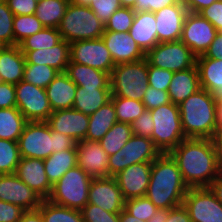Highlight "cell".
<instances>
[{
	"label": "cell",
	"instance_id": "1",
	"mask_svg": "<svg viewBox=\"0 0 222 222\" xmlns=\"http://www.w3.org/2000/svg\"><path fill=\"white\" fill-rule=\"evenodd\" d=\"M169 154L188 188L209 187L222 170V154L212 139L185 138Z\"/></svg>",
	"mask_w": 222,
	"mask_h": 222
},
{
	"label": "cell",
	"instance_id": "2",
	"mask_svg": "<svg viewBox=\"0 0 222 222\" xmlns=\"http://www.w3.org/2000/svg\"><path fill=\"white\" fill-rule=\"evenodd\" d=\"M188 189L176 161L169 153L160 154L152 162L146 197L157 208L172 209L182 205Z\"/></svg>",
	"mask_w": 222,
	"mask_h": 222
},
{
	"label": "cell",
	"instance_id": "3",
	"mask_svg": "<svg viewBox=\"0 0 222 222\" xmlns=\"http://www.w3.org/2000/svg\"><path fill=\"white\" fill-rule=\"evenodd\" d=\"M181 125L186 138L212 139L218 106L216 97L206 89H199L179 105Z\"/></svg>",
	"mask_w": 222,
	"mask_h": 222
},
{
	"label": "cell",
	"instance_id": "4",
	"mask_svg": "<svg viewBox=\"0 0 222 222\" xmlns=\"http://www.w3.org/2000/svg\"><path fill=\"white\" fill-rule=\"evenodd\" d=\"M58 31L69 43L81 40L99 39L105 31V24L88 6L70 1L61 19Z\"/></svg>",
	"mask_w": 222,
	"mask_h": 222
},
{
	"label": "cell",
	"instance_id": "5",
	"mask_svg": "<svg viewBox=\"0 0 222 222\" xmlns=\"http://www.w3.org/2000/svg\"><path fill=\"white\" fill-rule=\"evenodd\" d=\"M148 61L117 64L110 74L111 96L142 101L148 89Z\"/></svg>",
	"mask_w": 222,
	"mask_h": 222
},
{
	"label": "cell",
	"instance_id": "6",
	"mask_svg": "<svg viewBox=\"0 0 222 222\" xmlns=\"http://www.w3.org/2000/svg\"><path fill=\"white\" fill-rule=\"evenodd\" d=\"M150 112L154 120L151 139L161 154L170 153L186 138L181 125L179 107L171 102Z\"/></svg>",
	"mask_w": 222,
	"mask_h": 222
},
{
	"label": "cell",
	"instance_id": "7",
	"mask_svg": "<svg viewBox=\"0 0 222 222\" xmlns=\"http://www.w3.org/2000/svg\"><path fill=\"white\" fill-rule=\"evenodd\" d=\"M93 178L76 166L68 170L54 185L48 200L54 204L82 210L88 203Z\"/></svg>",
	"mask_w": 222,
	"mask_h": 222
},
{
	"label": "cell",
	"instance_id": "8",
	"mask_svg": "<svg viewBox=\"0 0 222 222\" xmlns=\"http://www.w3.org/2000/svg\"><path fill=\"white\" fill-rule=\"evenodd\" d=\"M146 59L151 66L178 72L195 67L197 56L178 40L158 43L146 53Z\"/></svg>",
	"mask_w": 222,
	"mask_h": 222
},
{
	"label": "cell",
	"instance_id": "9",
	"mask_svg": "<svg viewBox=\"0 0 222 222\" xmlns=\"http://www.w3.org/2000/svg\"><path fill=\"white\" fill-rule=\"evenodd\" d=\"M160 154L152 139L133 134L124 147L109 156V177H114L130 165L153 162Z\"/></svg>",
	"mask_w": 222,
	"mask_h": 222
},
{
	"label": "cell",
	"instance_id": "10",
	"mask_svg": "<svg viewBox=\"0 0 222 222\" xmlns=\"http://www.w3.org/2000/svg\"><path fill=\"white\" fill-rule=\"evenodd\" d=\"M17 142L22 158L44 160L53 153V130L46 121L27 122Z\"/></svg>",
	"mask_w": 222,
	"mask_h": 222
},
{
	"label": "cell",
	"instance_id": "11",
	"mask_svg": "<svg viewBox=\"0 0 222 222\" xmlns=\"http://www.w3.org/2000/svg\"><path fill=\"white\" fill-rule=\"evenodd\" d=\"M16 107L28 122L47 121L52 114L44 88L21 81L15 85Z\"/></svg>",
	"mask_w": 222,
	"mask_h": 222
},
{
	"label": "cell",
	"instance_id": "12",
	"mask_svg": "<svg viewBox=\"0 0 222 222\" xmlns=\"http://www.w3.org/2000/svg\"><path fill=\"white\" fill-rule=\"evenodd\" d=\"M183 206L192 222H222V205L209 187L189 188Z\"/></svg>",
	"mask_w": 222,
	"mask_h": 222
},
{
	"label": "cell",
	"instance_id": "13",
	"mask_svg": "<svg viewBox=\"0 0 222 222\" xmlns=\"http://www.w3.org/2000/svg\"><path fill=\"white\" fill-rule=\"evenodd\" d=\"M70 61L111 74L115 63L102 38L70 43Z\"/></svg>",
	"mask_w": 222,
	"mask_h": 222
},
{
	"label": "cell",
	"instance_id": "14",
	"mask_svg": "<svg viewBox=\"0 0 222 222\" xmlns=\"http://www.w3.org/2000/svg\"><path fill=\"white\" fill-rule=\"evenodd\" d=\"M217 32L215 27L199 13L188 12L180 41L198 57L208 50Z\"/></svg>",
	"mask_w": 222,
	"mask_h": 222
},
{
	"label": "cell",
	"instance_id": "15",
	"mask_svg": "<svg viewBox=\"0 0 222 222\" xmlns=\"http://www.w3.org/2000/svg\"><path fill=\"white\" fill-rule=\"evenodd\" d=\"M0 200L18 205L26 211L38 209L43 199L12 173L0 174Z\"/></svg>",
	"mask_w": 222,
	"mask_h": 222
},
{
	"label": "cell",
	"instance_id": "16",
	"mask_svg": "<svg viewBox=\"0 0 222 222\" xmlns=\"http://www.w3.org/2000/svg\"><path fill=\"white\" fill-rule=\"evenodd\" d=\"M88 203L100 206L103 210L120 213L125 199L115 177L93 178L90 183Z\"/></svg>",
	"mask_w": 222,
	"mask_h": 222
},
{
	"label": "cell",
	"instance_id": "17",
	"mask_svg": "<svg viewBox=\"0 0 222 222\" xmlns=\"http://www.w3.org/2000/svg\"><path fill=\"white\" fill-rule=\"evenodd\" d=\"M151 168L152 162L133 164L114 176L125 200L146 196Z\"/></svg>",
	"mask_w": 222,
	"mask_h": 222
},
{
	"label": "cell",
	"instance_id": "18",
	"mask_svg": "<svg viewBox=\"0 0 222 222\" xmlns=\"http://www.w3.org/2000/svg\"><path fill=\"white\" fill-rule=\"evenodd\" d=\"M77 166L92 178L109 177V155L99 141L77 142Z\"/></svg>",
	"mask_w": 222,
	"mask_h": 222
},
{
	"label": "cell",
	"instance_id": "19",
	"mask_svg": "<svg viewBox=\"0 0 222 222\" xmlns=\"http://www.w3.org/2000/svg\"><path fill=\"white\" fill-rule=\"evenodd\" d=\"M187 13L188 10L182 2L154 13L159 43L180 40Z\"/></svg>",
	"mask_w": 222,
	"mask_h": 222
},
{
	"label": "cell",
	"instance_id": "20",
	"mask_svg": "<svg viewBox=\"0 0 222 222\" xmlns=\"http://www.w3.org/2000/svg\"><path fill=\"white\" fill-rule=\"evenodd\" d=\"M46 122L51 130L68 135L79 142L86 137L89 115L73 108L60 109L52 111Z\"/></svg>",
	"mask_w": 222,
	"mask_h": 222
},
{
	"label": "cell",
	"instance_id": "21",
	"mask_svg": "<svg viewBox=\"0 0 222 222\" xmlns=\"http://www.w3.org/2000/svg\"><path fill=\"white\" fill-rule=\"evenodd\" d=\"M101 38L110 51L115 65L137 62L146 58V53L129 33L104 31Z\"/></svg>",
	"mask_w": 222,
	"mask_h": 222
},
{
	"label": "cell",
	"instance_id": "22",
	"mask_svg": "<svg viewBox=\"0 0 222 222\" xmlns=\"http://www.w3.org/2000/svg\"><path fill=\"white\" fill-rule=\"evenodd\" d=\"M15 174L43 200L49 198L52 185L47 179L43 159L21 157Z\"/></svg>",
	"mask_w": 222,
	"mask_h": 222
},
{
	"label": "cell",
	"instance_id": "23",
	"mask_svg": "<svg viewBox=\"0 0 222 222\" xmlns=\"http://www.w3.org/2000/svg\"><path fill=\"white\" fill-rule=\"evenodd\" d=\"M26 64L47 65L59 72H65L70 62V43L62 39L51 48L22 51Z\"/></svg>",
	"mask_w": 222,
	"mask_h": 222
},
{
	"label": "cell",
	"instance_id": "24",
	"mask_svg": "<svg viewBox=\"0 0 222 222\" xmlns=\"http://www.w3.org/2000/svg\"><path fill=\"white\" fill-rule=\"evenodd\" d=\"M77 86L65 72L59 74L45 88L51 110L70 109L73 107Z\"/></svg>",
	"mask_w": 222,
	"mask_h": 222
},
{
	"label": "cell",
	"instance_id": "25",
	"mask_svg": "<svg viewBox=\"0 0 222 222\" xmlns=\"http://www.w3.org/2000/svg\"><path fill=\"white\" fill-rule=\"evenodd\" d=\"M128 33L145 53L155 47L159 42L154 13L135 12L134 21Z\"/></svg>",
	"mask_w": 222,
	"mask_h": 222
},
{
	"label": "cell",
	"instance_id": "26",
	"mask_svg": "<svg viewBox=\"0 0 222 222\" xmlns=\"http://www.w3.org/2000/svg\"><path fill=\"white\" fill-rule=\"evenodd\" d=\"M25 55L19 45L6 46L0 52V79L4 83L18 84L23 80Z\"/></svg>",
	"mask_w": 222,
	"mask_h": 222
},
{
	"label": "cell",
	"instance_id": "27",
	"mask_svg": "<svg viewBox=\"0 0 222 222\" xmlns=\"http://www.w3.org/2000/svg\"><path fill=\"white\" fill-rule=\"evenodd\" d=\"M201 89L197 66L187 70L174 72L168 93L170 101L179 105L190 95Z\"/></svg>",
	"mask_w": 222,
	"mask_h": 222
},
{
	"label": "cell",
	"instance_id": "28",
	"mask_svg": "<svg viewBox=\"0 0 222 222\" xmlns=\"http://www.w3.org/2000/svg\"><path fill=\"white\" fill-rule=\"evenodd\" d=\"M65 73L76 86L110 89V74L87 65L70 61Z\"/></svg>",
	"mask_w": 222,
	"mask_h": 222
},
{
	"label": "cell",
	"instance_id": "29",
	"mask_svg": "<svg viewBox=\"0 0 222 222\" xmlns=\"http://www.w3.org/2000/svg\"><path fill=\"white\" fill-rule=\"evenodd\" d=\"M116 110L110 99L96 112L89 115L88 131L84 140L100 141L116 123Z\"/></svg>",
	"mask_w": 222,
	"mask_h": 222
},
{
	"label": "cell",
	"instance_id": "30",
	"mask_svg": "<svg viewBox=\"0 0 222 222\" xmlns=\"http://www.w3.org/2000/svg\"><path fill=\"white\" fill-rule=\"evenodd\" d=\"M200 86L211 94L222 90V60L207 58L204 54L196 59Z\"/></svg>",
	"mask_w": 222,
	"mask_h": 222
},
{
	"label": "cell",
	"instance_id": "31",
	"mask_svg": "<svg viewBox=\"0 0 222 222\" xmlns=\"http://www.w3.org/2000/svg\"><path fill=\"white\" fill-rule=\"evenodd\" d=\"M111 98L110 89L77 86L73 109L91 115Z\"/></svg>",
	"mask_w": 222,
	"mask_h": 222
},
{
	"label": "cell",
	"instance_id": "32",
	"mask_svg": "<svg viewBox=\"0 0 222 222\" xmlns=\"http://www.w3.org/2000/svg\"><path fill=\"white\" fill-rule=\"evenodd\" d=\"M77 166V149L52 153L44 159L48 181L54 185L68 170Z\"/></svg>",
	"mask_w": 222,
	"mask_h": 222
},
{
	"label": "cell",
	"instance_id": "33",
	"mask_svg": "<svg viewBox=\"0 0 222 222\" xmlns=\"http://www.w3.org/2000/svg\"><path fill=\"white\" fill-rule=\"evenodd\" d=\"M27 122L17 107L0 109V139L17 142Z\"/></svg>",
	"mask_w": 222,
	"mask_h": 222
},
{
	"label": "cell",
	"instance_id": "34",
	"mask_svg": "<svg viewBox=\"0 0 222 222\" xmlns=\"http://www.w3.org/2000/svg\"><path fill=\"white\" fill-rule=\"evenodd\" d=\"M70 0H42L36 7L35 15L45 27L58 28Z\"/></svg>",
	"mask_w": 222,
	"mask_h": 222
},
{
	"label": "cell",
	"instance_id": "35",
	"mask_svg": "<svg viewBox=\"0 0 222 222\" xmlns=\"http://www.w3.org/2000/svg\"><path fill=\"white\" fill-rule=\"evenodd\" d=\"M132 135L131 124L116 122L99 142L103 150L111 156L124 147Z\"/></svg>",
	"mask_w": 222,
	"mask_h": 222
},
{
	"label": "cell",
	"instance_id": "36",
	"mask_svg": "<svg viewBox=\"0 0 222 222\" xmlns=\"http://www.w3.org/2000/svg\"><path fill=\"white\" fill-rule=\"evenodd\" d=\"M38 209L43 222H84L80 210L54 204L48 199L42 200Z\"/></svg>",
	"mask_w": 222,
	"mask_h": 222
},
{
	"label": "cell",
	"instance_id": "37",
	"mask_svg": "<svg viewBox=\"0 0 222 222\" xmlns=\"http://www.w3.org/2000/svg\"><path fill=\"white\" fill-rule=\"evenodd\" d=\"M62 40L58 28L44 27L39 32L27 37L20 44L21 51H34L51 48Z\"/></svg>",
	"mask_w": 222,
	"mask_h": 222
},
{
	"label": "cell",
	"instance_id": "38",
	"mask_svg": "<svg viewBox=\"0 0 222 222\" xmlns=\"http://www.w3.org/2000/svg\"><path fill=\"white\" fill-rule=\"evenodd\" d=\"M118 122L132 124L146 110L142 101L111 96Z\"/></svg>",
	"mask_w": 222,
	"mask_h": 222
},
{
	"label": "cell",
	"instance_id": "39",
	"mask_svg": "<svg viewBox=\"0 0 222 222\" xmlns=\"http://www.w3.org/2000/svg\"><path fill=\"white\" fill-rule=\"evenodd\" d=\"M58 74L59 71L47 65L25 64L23 81L45 89Z\"/></svg>",
	"mask_w": 222,
	"mask_h": 222
},
{
	"label": "cell",
	"instance_id": "40",
	"mask_svg": "<svg viewBox=\"0 0 222 222\" xmlns=\"http://www.w3.org/2000/svg\"><path fill=\"white\" fill-rule=\"evenodd\" d=\"M44 27L35 14L14 16L13 33L15 45H19L24 39L39 32Z\"/></svg>",
	"mask_w": 222,
	"mask_h": 222
},
{
	"label": "cell",
	"instance_id": "41",
	"mask_svg": "<svg viewBox=\"0 0 222 222\" xmlns=\"http://www.w3.org/2000/svg\"><path fill=\"white\" fill-rule=\"evenodd\" d=\"M20 159L18 142L0 139V174L15 173Z\"/></svg>",
	"mask_w": 222,
	"mask_h": 222
},
{
	"label": "cell",
	"instance_id": "42",
	"mask_svg": "<svg viewBox=\"0 0 222 222\" xmlns=\"http://www.w3.org/2000/svg\"><path fill=\"white\" fill-rule=\"evenodd\" d=\"M135 12L131 7H121L116 10L105 23V31L128 33L133 24Z\"/></svg>",
	"mask_w": 222,
	"mask_h": 222
},
{
	"label": "cell",
	"instance_id": "43",
	"mask_svg": "<svg viewBox=\"0 0 222 222\" xmlns=\"http://www.w3.org/2000/svg\"><path fill=\"white\" fill-rule=\"evenodd\" d=\"M124 209L139 220L148 222L158 208L146 196H142L125 200Z\"/></svg>",
	"mask_w": 222,
	"mask_h": 222
},
{
	"label": "cell",
	"instance_id": "44",
	"mask_svg": "<svg viewBox=\"0 0 222 222\" xmlns=\"http://www.w3.org/2000/svg\"><path fill=\"white\" fill-rule=\"evenodd\" d=\"M14 14L6 1L0 2V40L7 46L15 45L13 33Z\"/></svg>",
	"mask_w": 222,
	"mask_h": 222
},
{
	"label": "cell",
	"instance_id": "45",
	"mask_svg": "<svg viewBox=\"0 0 222 222\" xmlns=\"http://www.w3.org/2000/svg\"><path fill=\"white\" fill-rule=\"evenodd\" d=\"M81 212L84 222H119V213L107 212L94 204L87 203Z\"/></svg>",
	"mask_w": 222,
	"mask_h": 222
},
{
	"label": "cell",
	"instance_id": "46",
	"mask_svg": "<svg viewBox=\"0 0 222 222\" xmlns=\"http://www.w3.org/2000/svg\"><path fill=\"white\" fill-rule=\"evenodd\" d=\"M173 74L172 71L160 69L148 63V85L155 89L167 91Z\"/></svg>",
	"mask_w": 222,
	"mask_h": 222
},
{
	"label": "cell",
	"instance_id": "47",
	"mask_svg": "<svg viewBox=\"0 0 222 222\" xmlns=\"http://www.w3.org/2000/svg\"><path fill=\"white\" fill-rule=\"evenodd\" d=\"M88 7L105 24L111 15L122 6L119 0H94Z\"/></svg>",
	"mask_w": 222,
	"mask_h": 222
},
{
	"label": "cell",
	"instance_id": "48",
	"mask_svg": "<svg viewBox=\"0 0 222 222\" xmlns=\"http://www.w3.org/2000/svg\"><path fill=\"white\" fill-rule=\"evenodd\" d=\"M142 103L146 109L152 110L161 105L171 103L168 91L158 90L151 86L146 90Z\"/></svg>",
	"mask_w": 222,
	"mask_h": 222
},
{
	"label": "cell",
	"instance_id": "49",
	"mask_svg": "<svg viewBox=\"0 0 222 222\" xmlns=\"http://www.w3.org/2000/svg\"><path fill=\"white\" fill-rule=\"evenodd\" d=\"M151 117V112L146 109L132 124V132L135 135L147 137L151 139L154 123Z\"/></svg>",
	"mask_w": 222,
	"mask_h": 222
},
{
	"label": "cell",
	"instance_id": "50",
	"mask_svg": "<svg viewBox=\"0 0 222 222\" xmlns=\"http://www.w3.org/2000/svg\"><path fill=\"white\" fill-rule=\"evenodd\" d=\"M199 14L208 20L218 32H222V0L213 2L202 9Z\"/></svg>",
	"mask_w": 222,
	"mask_h": 222
},
{
	"label": "cell",
	"instance_id": "51",
	"mask_svg": "<svg viewBox=\"0 0 222 222\" xmlns=\"http://www.w3.org/2000/svg\"><path fill=\"white\" fill-rule=\"evenodd\" d=\"M6 3L14 16L33 15L38 4L36 0H6Z\"/></svg>",
	"mask_w": 222,
	"mask_h": 222
},
{
	"label": "cell",
	"instance_id": "52",
	"mask_svg": "<svg viewBox=\"0 0 222 222\" xmlns=\"http://www.w3.org/2000/svg\"><path fill=\"white\" fill-rule=\"evenodd\" d=\"M24 211L18 205L0 200V222H19Z\"/></svg>",
	"mask_w": 222,
	"mask_h": 222
},
{
	"label": "cell",
	"instance_id": "53",
	"mask_svg": "<svg viewBox=\"0 0 222 222\" xmlns=\"http://www.w3.org/2000/svg\"><path fill=\"white\" fill-rule=\"evenodd\" d=\"M181 0H137L135 7L133 8L136 12L140 11H156L180 3Z\"/></svg>",
	"mask_w": 222,
	"mask_h": 222
},
{
	"label": "cell",
	"instance_id": "54",
	"mask_svg": "<svg viewBox=\"0 0 222 222\" xmlns=\"http://www.w3.org/2000/svg\"><path fill=\"white\" fill-rule=\"evenodd\" d=\"M16 107V89L14 84L0 83V109Z\"/></svg>",
	"mask_w": 222,
	"mask_h": 222
},
{
	"label": "cell",
	"instance_id": "55",
	"mask_svg": "<svg viewBox=\"0 0 222 222\" xmlns=\"http://www.w3.org/2000/svg\"><path fill=\"white\" fill-rule=\"evenodd\" d=\"M53 153L61 152L67 149H76L77 141L68 135L53 130Z\"/></svg>",
	"mask_w": 222,
	"mask_h": 222
},
{
	"label": "cell",
	"instance_id": "56",
	"mask_svg": "<svg viewBox=\"0 0 222 222\" xmlns=\"http://www.w3.org/2000/svg\"><path fill=\"white\" fill-rule=\"evenodd\" d=\"M166 222H192L187 209L182 205L168 209Z\"/></svg>",
	"mask_w": 222,
	"mask_h": 222
},
{
	"label": "cell",
	"instance_id": "57",
	"mask_svg": "<svg viewBox=\"0 0 222 222\" xmlns=\"http://www.w3.org/2000/svg\"><path fill=\"white\" fill-rule=\"evenodd\" d=\"M207 58L222 60V32H217L215 39L204 53Z\"/></svg>",
	"mask_w": 222,
	"mask_h": 222
},
{
	"label": "cell",
	"instance_id": "58",
	"mask_svg": "<svg viewBox=\"0 0 222 222\" xmlns=\"http://www.w3.org/2000/svg\"><path fill=\"white\" fill-rule=\"evenodd\" d=\"M218 0H181L186 6L188 12L199 13L202 9L210 6L213 2Z\"/></svg>",
	"mask_w": 222,
	"mask_h": 222
},
{
	"label": "cell",
	"instance_id": "59",
	"mask_svg": "<svg viewBox=\"0 0 222 222\" xmlns=\"http://www.w3.org/2000/svg\"><path fill=\"white\" fill-rule=\"evenodd\" d=\"M212 141L222 154V107H218L217 126Z\"/></svg>",
	"mask_w": 222,
	"mask_h": 222
},
{
	"label": "cell",
	"instance_id": "60",
	"mask_svg": "<svg viewBox=\"0 0 222 222\" xmlns=\"http://www.w3.org/2000/svg\"><path fill=\"white\" fill-rule=\"evenodd\" d=\"M209 188L215 194L216 198L222 205V170L212 181Z\"/></svg>",
	"mask_w": 222,
	"mask_h": 222
},
{
	"label": "cell",
	"instance_id": "61",
	"mask_svg": "<svg viewBox=\"0 0 222 222\" xmlns=\"http://www.w3.org/2000/svg\"><path fill=\"white\" fill-rule=\"evenodd\" d=\"M19 222H43L40 210L24 211Z\"/></svg>",
	"mask_w": 222,
	"mask_h": 222
},
{
	"label": "cell",
	"instance_id": "62",
	"mask_svg": "<svg viewBox=\"0 0 222 222\" xmlns=\"http://www.w3.org/2000/svg\"><path fill=\"white\" fill-rule=\"evenodd\" d=\"M168 218V209L158 208L155 214L149 219L148 222H166Z\"/></svg>",
	"mask_w": 222,
	"mask_h": 222
},
{
	"label": "cell",
	"instance_id": "63",
	"mask_svg": "<svg viewBox=\"0 0 222 222\" xmlns=\"http://www.w3.org/2000/svg\"><path fill=\"white\" fill-rule=\"evenodd\" d=\"M119 222H147V221L139 220L135 216H132L130 213H128L125 209H123L119 213Z\"/></svg>",
	"mask_w": 222,
	"mask_h": 222
},
{
	"label": "cell",
	"instance_id": "64",
	"mask_svg": "<svg viewBox=\"0 0 222 222\" xmlns=\"http://www.w3.org/2000/svg\"><path fill=\"white\" fill-rule=\"evenodd\" d=\"M137 0H119L122 7L134 8Z\"/></svg>",
	"mask_w": 222,
	"mask_h": 222
},
{
	"label": "cell",
	"instance_id": "65",
	"mask_svg": "<svg viewBox=\"0 0 222 222\" xmlns=\"http://www.w3.org/2000/svg\"><path fill=\"white\" fill-rule=\"evenodd\" d=\"M70 1L77 5L89 6L91 1H94V0H70Z\"/></svg>",
	"mask_w": 222,
	"mask_h": 222
},
{
	"label": "cell",
	"instance_id": "66",
	"mask_svg": "<svg viewBox=\"0 0 222 222\" xmlns=\"http://www.w3.org/2000/svg\"><path fill=\"white\" fill-rule=\"evenodd\" d=\"M218 107H222V90L215 94Z\"/></svg>",
	"mask_w": 222,
	"mask_h": 222
},
{
	"label": "cell",
	"instance_id": "67",
	"mask_svg": "<svg viewBox=\"0 0 222 222\" xmlns=\"http://www.w3.org/2000/svg\"><path fill=\"white\" fill-rule=\"evenodd\" d=\"M6 46H7V45L0 40V52H1Z\"/></svg>",
	"mask_w": 222,
	"mask_h": 222
}]
</instances>
